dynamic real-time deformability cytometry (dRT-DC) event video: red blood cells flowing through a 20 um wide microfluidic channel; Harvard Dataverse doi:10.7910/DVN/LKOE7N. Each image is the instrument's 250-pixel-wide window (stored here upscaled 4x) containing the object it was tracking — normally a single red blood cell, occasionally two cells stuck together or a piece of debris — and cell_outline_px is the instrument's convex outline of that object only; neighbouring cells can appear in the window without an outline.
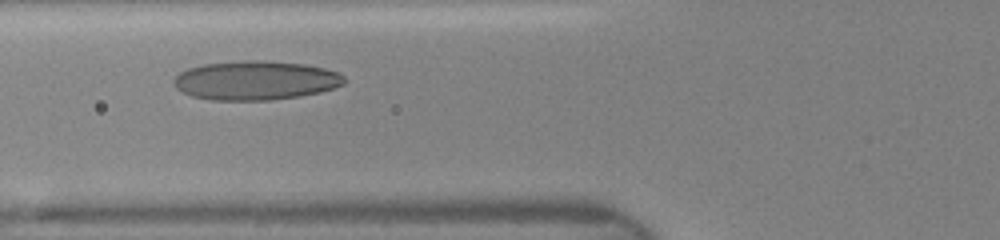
{"species": "human", "species_latin": "Homo sapiens", "temperature_condition": "room temperature", "stored_images_in_passage": 20, "camera_frame_rate_fps": 3000, "um_per_image_px": 0.085, "donor": {"sex": "female"}, "frame": {"image": 1, "passage_image": 6, "time_ms": 2.0, "image_size_px": [1000, 240], "cell_outline_px": [[344, 84], [320, 92], [300, 96], [268, 100], [212, 100], [192, 96], [176, 88], [172, 84], [172, 80], [180, 72], [188, 68], [204, 64], [244, 60], [264, 60], [304, 64], [324, 68], [336, 72], [344, 76]], "centroid_in_image_um": [21.69, 6.83], "position_along_channel_um": 104.1, "area_um2": 38.78}}
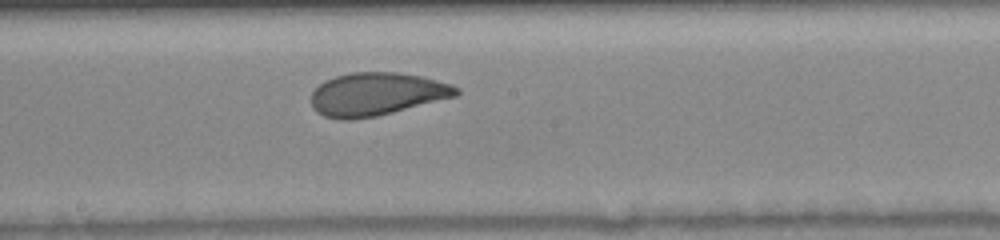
{"frame": {"image": 2, "passage_image": 13, "time_ms": 4.667, "image_size_px": [1000, 240], "cell_outline_px": [[460, 92], [456, 96], [376, 116], [348, 120], [340, 120], [324, 116], [316, 112], [312, 108], [312, 92], [324, 80], [336, 76], [352, 72], [396, 72], [420, 76], [452, 84], [460, 88]], "centroid_in_image_um": [31.99, 8.0], "position_along_channel_um": 216.2, "area_um2": 36.24}}
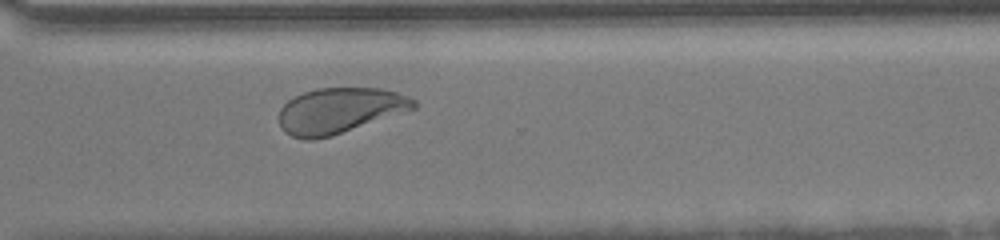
{"frame": {"image": 3, "passage_image": 20, "time_ms": 7.667, "image_size_px": [1000, 240], "cell_outline_px": [[416, 108], [332, 136], [312, 140], [304, 140], [292, 136], [284, 132], [280, 124], [280, 108], [288, 100], [304, 92], [316, 88], [384, 88], [408, 96], [416, 100]], "centroid_in_image_um": [28.86, 9.4], "position_along_channel_um": 341.7, "area_um2": 35.72}}